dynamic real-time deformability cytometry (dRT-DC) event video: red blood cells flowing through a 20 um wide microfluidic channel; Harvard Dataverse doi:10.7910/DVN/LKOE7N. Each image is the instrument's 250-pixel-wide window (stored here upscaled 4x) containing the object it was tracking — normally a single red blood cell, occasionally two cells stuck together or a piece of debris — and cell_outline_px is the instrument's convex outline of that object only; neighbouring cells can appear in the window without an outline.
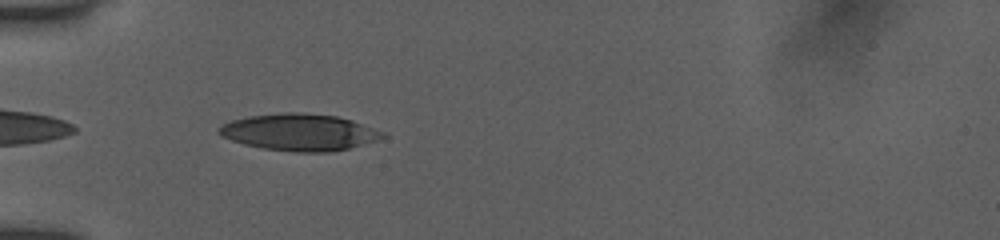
{"species": "human", "species_latin": "Homo sapiens", "temperature_condition": "room temperature", "stored_images_in_passage": 35, "camera_frame_rate_fps": 3000, "um_per_image_px": 0.085, "donor": {"sex": "female"}, "frame": {"image": 1, "passage_image": 2, "time_ms": 0.333, "image_size_px": [1000, 240], "cell_outline_px": [[388, 136], [376, 140], [348, 148], [332, 152], [292, 152], [264, 148], [244, 144], [220, 136], [216, 132], [216, 128], [232, 120], [248, 116], [280, 112], [304, 112], [336, 116], [352, 120], [384, 132]], "centroid_in_image_um": [25.42, 11.23], "position_along_channel_um": 59.6, "area_um2": 35.2}}
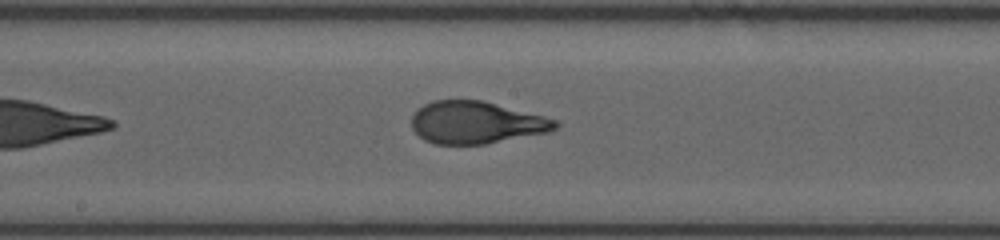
{"frame": {"image": 2, "passage_image": 14, "time_ms": 4.333, "image_size_px": [1000, 240], "cell_outline_px": [[560, 128], [548, 132], [484, 144], [436, 144], [424, 140], [412, 128], [412, 116], [416, 108], [432, 100], [480, 100], [544, 116], [556, 120], [560, 124]], "centroid_in_image_um": [40.46, 10.41], "position_along_channel_um": 207.7, "area_um2": 35.32}}
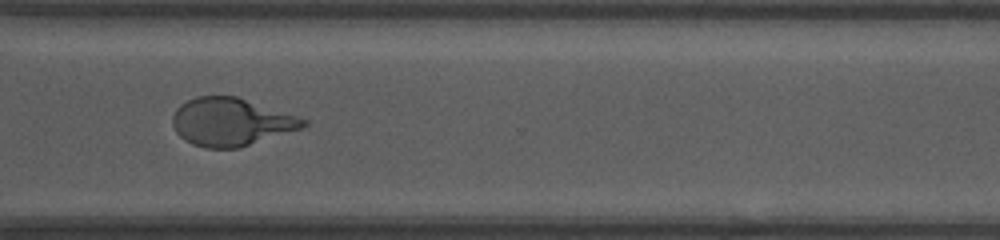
{"frame": {"image": 3, "passage_image": 25, "time_ms": 8.0, "image_size_px": [1000, 240], "cell_outline_px": [[308, 124], [304, 128], [240, 148], [204, 148], [192, 144], [184, 140], [176, 132], [172, 124], [172, 116], [176, 108], [180, 104], [196, 96], [236, 96], [308, 120]], "centroid_in_image_um": [19.62, 10.38], "position_along_channel_um": 351.0, "area_um2": 36.59}, "authors_computed_cell_mechanics": {"area_um2": 35.8938, "velocity_mm_per_s": 3.9226, "shape_relaxation_time_tau1_ms": 3.9763, "shape_relaxation_time_tau2_ms": null, "deformation_change_tau1": 0.1936, "deformation_change_tau2": null}}